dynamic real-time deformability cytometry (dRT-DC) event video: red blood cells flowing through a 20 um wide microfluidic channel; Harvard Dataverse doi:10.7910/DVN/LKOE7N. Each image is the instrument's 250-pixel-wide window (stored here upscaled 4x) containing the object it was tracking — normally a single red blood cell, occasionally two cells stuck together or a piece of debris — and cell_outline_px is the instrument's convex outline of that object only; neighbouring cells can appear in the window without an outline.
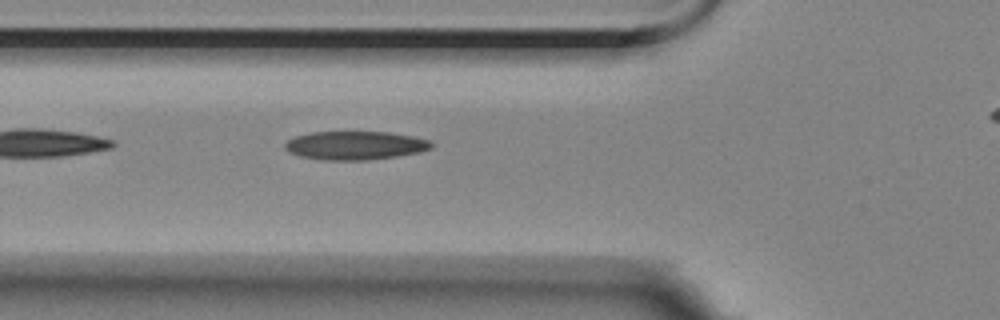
{"species": "Egyptian fruit bat (a non-hibernating species)", "species_latin": "Rousettus aegyptiacus", "temperature_condition": "room temperature", "stored_images_in_passage": 3, "camera_frame_rate_fps": 3000, "um_per_image_px": 0.085, "animal": {"sex": "female"}, "frame": {"image": 1, "passage_image": 3, "time_ms": 2.333, "image_size_px": [1000, 320], "cell_outline_px": [[436, 144], [432, 148], [420, 152], [396, 156], [368, 160], [324, 160], [300, 156], [288, 152], [284, 148], [284, 144], [288, 140], [296, 136], [312, 132], [388, 132], [412, 136], [432, 140]], "centroid_in_image_um": [30.22, 12.36], "position_along_channel_um": 95.6, "area_um2": 24.51}}